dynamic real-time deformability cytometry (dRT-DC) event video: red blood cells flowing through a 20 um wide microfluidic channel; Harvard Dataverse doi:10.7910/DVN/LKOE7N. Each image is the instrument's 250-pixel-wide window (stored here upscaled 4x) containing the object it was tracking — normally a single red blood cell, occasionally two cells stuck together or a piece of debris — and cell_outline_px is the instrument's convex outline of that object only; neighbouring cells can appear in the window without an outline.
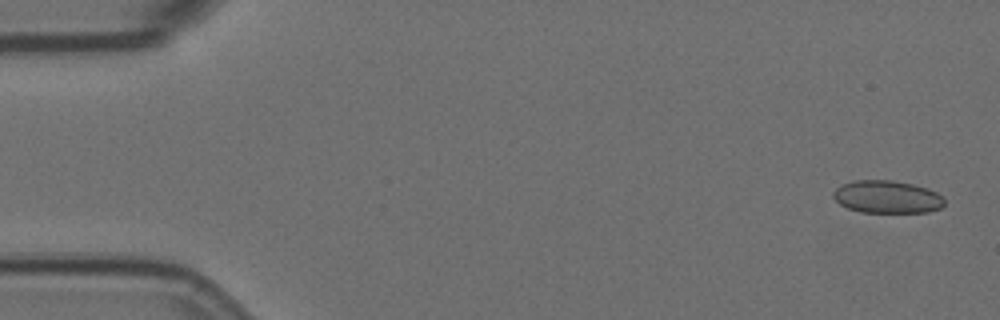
{"species": "Egyptian fruit bat (a non-hibernating species)", "species_latin": "Rousettus aegyptiacus", "temperature_condition": "room temperature", "stored_images_in_passage": 6, "camera_frame_rate_fps": 3000, "um_per_image_px": 0.085, "animal": {"sex": "female"}, "frame": {"image": 1, "passage_image": 1, "time_ms": 0.0, "image_size_px": [1000, 320], "cell_outline_px": [[944, 204], [940, 208], [928, 212], [860, 212], [848, 208], [840, 204], [832, 196], [832, 192], [840, 184], [852, 180], [892, 180], [912, 184], [928, 188], [944, 196]], "centroid_in_image_um": [75.39, 16.72], "position_along_channel_um": 9.6, "area_um2": 21.33}}